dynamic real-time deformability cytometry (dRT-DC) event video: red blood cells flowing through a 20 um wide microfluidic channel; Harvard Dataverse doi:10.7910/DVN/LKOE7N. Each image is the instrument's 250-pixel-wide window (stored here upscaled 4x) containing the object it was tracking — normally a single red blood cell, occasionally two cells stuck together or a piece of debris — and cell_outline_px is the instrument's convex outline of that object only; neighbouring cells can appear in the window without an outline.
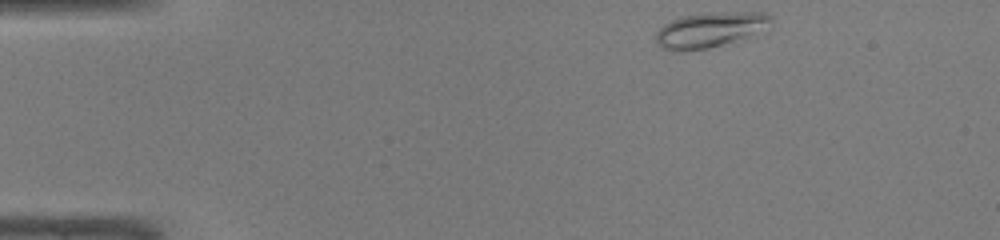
{"species": "common noctule bat (a hibernating species)", "species_latin": "Nyctalus noctula", "temperature_condition": "warm", "stored_images_in_passage": 42, "camera_frame_rate_fps": 3000, "um_per_image_px": 0.085, "animal": {"sex": "male", "body_mass_g": 19.0, "forearm_length_mm": 50.8}, "frame": {"image": 1, "passage_image": 1, "time_ms": 0.0, "image_size_px": [1000, 240], "cell_outline_px": [[772, 24], [748, 36], [708, 48], [680, 52], [676, 52], [664, 48], [656, 44], [656, 32], [664, 24], [680, 16], [708, 12], [764, 12], [772, 16]], "centroid_in_image_um": [60.31, 2.52], "position_along_channel_um": 24.7, "area_um2": 23.52}}
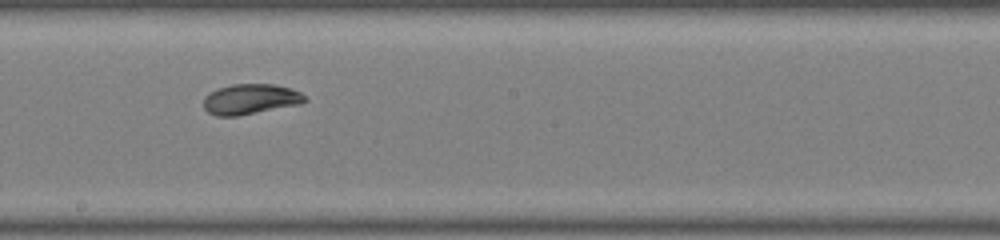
{"frame": {"image": 2, "passage_image": 21, "time_ms": 6.667, "image_size_px": [1000, 240], "cell_outline_px": [[308, 100], [300, 104], [236, 116], [216, 116], [208, 112], [204, 108], [204, 96], [216, 88], [232, 84], [276, 84], [292, 88], [300, 92]], "centroid_in_image_um": [21.28, 8.41], "position_along_channel_um": 226.9, "area_um2": 17.98}}
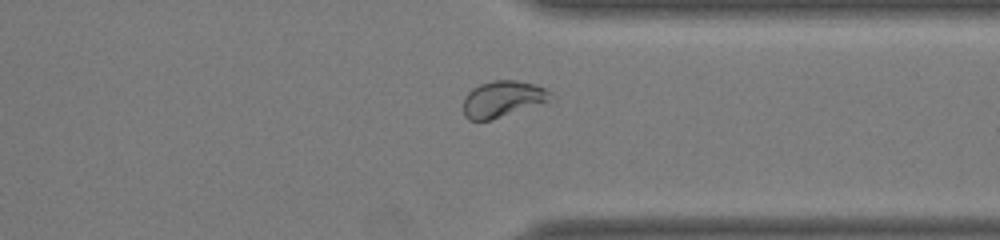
{"frame": {"image": 3, "passage_image": 31, "time_ms": 10.0, "image_size_px": [1000, 240], "cell_outline_px": [[556, 96], [488, 120], [468, 120], [464, 116], [464, 96], [472, 88], [480, 84], [492, 80], [516, 80], [532, 84], [544, 88], [552, 92]], "centroid_in_image_um": [42.64, 8.37], "position_along_channel_um": 368.8, "area_um2": 17.69}, "authors_computed_cell_mechanics": {"area_um2": 18.6405, "velocity_mm_per_s": 4.2343, "shape_relaxation_time_tau1_ms": 3.1464, "shape_relaxation_time_tau2_ms": 1.2233, "deformation_change_tau1": 0.1458, "deformation_change_tau2": 0.0416}}